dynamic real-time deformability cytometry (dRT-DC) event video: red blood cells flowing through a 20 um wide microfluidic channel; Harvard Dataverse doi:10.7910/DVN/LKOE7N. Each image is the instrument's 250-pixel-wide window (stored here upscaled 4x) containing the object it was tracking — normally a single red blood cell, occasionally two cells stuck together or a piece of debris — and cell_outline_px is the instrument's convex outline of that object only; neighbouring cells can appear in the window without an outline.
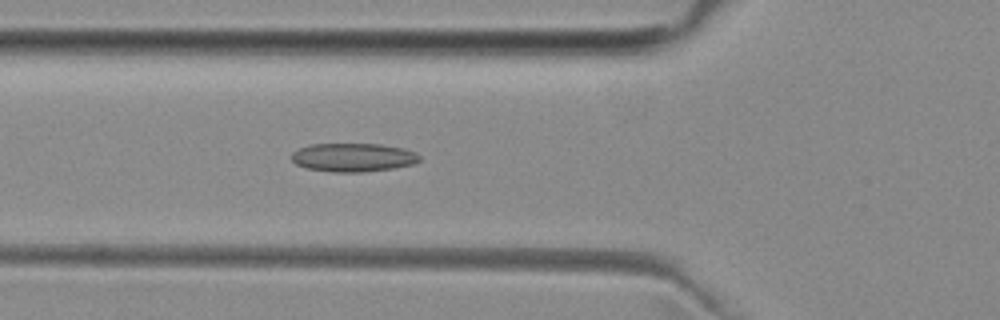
{"species": "common noctule bat (a hibernating species)", "species_latin": "Nyctalus noctula", "temperature_condition": "room temperature", "stored_images_in_passage": 40, "camera_frame_rate_fps": 3000, "um_per_image_px": 0.085, "animal": {"sex": "female", "body_mass_g": 29.2, "forearm_length_mm": 56.3}, "frame": {"image": 1, "passage_image": 7, "time_ms": 2.0, "image_size_px": [1000, 320], "cell_outline_px": [[420, 160], [412, 164], [392, 168], [364, 172], [332, 172], [304, 168], [296, 164], [292, 160], [292, 152], [300, 148], [312, 144], [380, 144], [404, 148], [416, 152], [420, 156]], "centroid_in_image_um": [30.01, 13.38], "position_along_channel_um": 95.8, "area_um2": 21.33}}
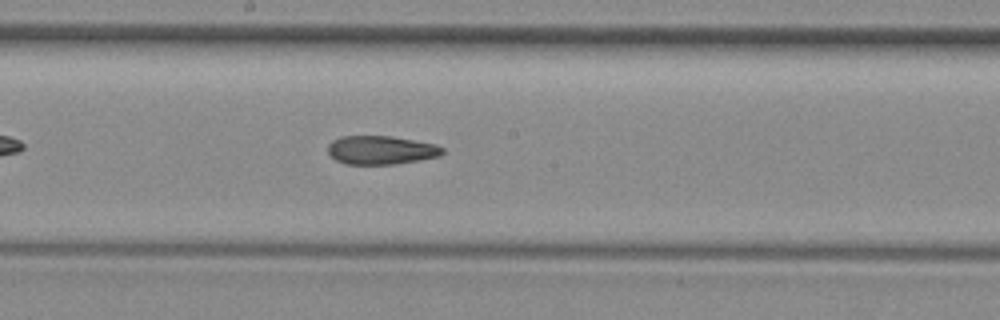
{"frame": {"image": 2, "passage_image": 16, "time_ms": 5.0, "image_size_px": [1000, 320], "cell_outline_px": [[444, 152], [440, 156], [420, 160], [396, 164], [344, 164], [336, 160], [328, 152], [328, 144], [332, 140], [340, 136], [392, 136], [436, 144], [444, 148]], "centroid_in_image_um": [32.39, 12.75], "position_along_channel_um": 215.8, "area_um2": 19.25}}
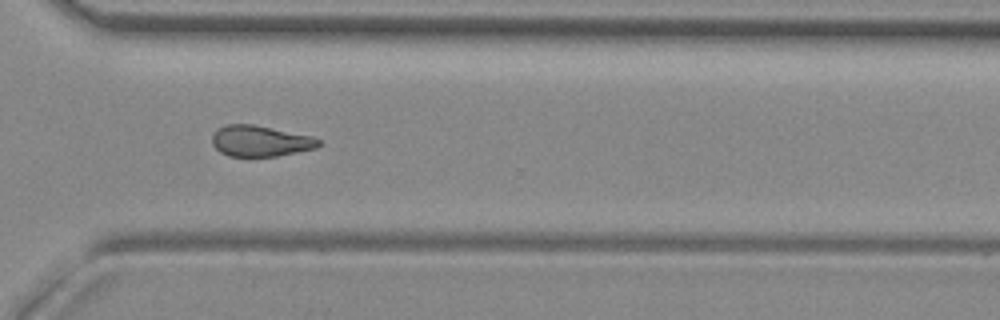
{"frame": {"image": 3, "passage_image": 26, "time_ms": 8.333, "image_size_px": [1000, 320], "cell_outline_px": [[320, 144], [316, 148], [276, 156], [228, 156], [220, 152], [212, 144], [212, 136], [216, 128], [228, 124], [252, 124], [312, 136], [320, 140]], "centroid_in_image_um": [22.09, 11.98], "position_along_channel_um": 348.5, "area_um2": 19.13}, "authors_computed_cell_mechanics": {"area_um2": 19.7676, "velocity_mm_per_s": 3.9921, "shape_relaxation_time_tau1_ms": null, "shape_relaxation_time_tau2_ms": 3.7437, "deformation_change_tau1": null, "deformation_change_tau2": 0.1108}}